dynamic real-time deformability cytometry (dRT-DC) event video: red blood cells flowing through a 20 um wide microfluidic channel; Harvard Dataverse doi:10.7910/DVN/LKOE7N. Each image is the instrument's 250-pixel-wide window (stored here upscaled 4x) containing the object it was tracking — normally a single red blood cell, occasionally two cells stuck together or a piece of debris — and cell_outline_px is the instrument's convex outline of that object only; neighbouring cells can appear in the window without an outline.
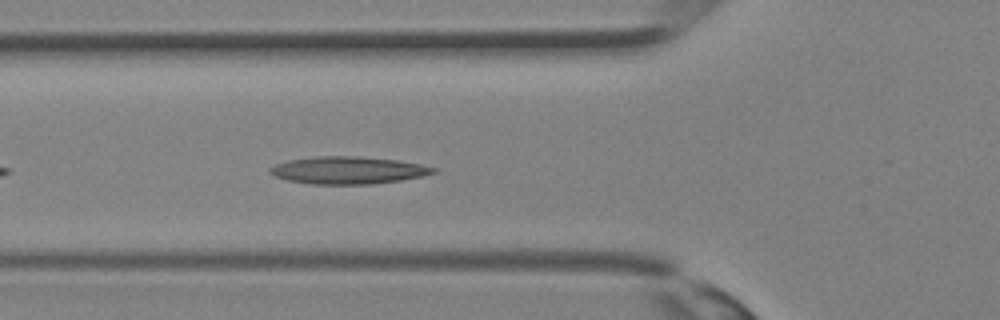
{"species": "Egyptian fruit bat (a non-hibernating species)", "species_latin": "Rousettus aegyptiacus", "temperature_condition": "room temperature", "stored_images_in_passage": 26, "camera_frame_rate_fps": 3000, "um_per_image_px": 0.085, "animal": {"sex": "female"}, "frame": {"image": 1, "passage_image": 8, "time_ms": 2.333, "image_size_px": [1000, 320], "cell_outline_px": [[436, 172], [424, 176], [400, 180], [372, 184], [312, 184], [288, 180], [276, 176], [268, 172], [268, 168], [276, 164], [288, 160], [316, 156], [360, 156], [396, 160], [420, 164], [436, 168]], "centroid_in_image_um": [29.58, 14.47], "position_along_channel_um": 96.2, "area_um2": 26.01}}
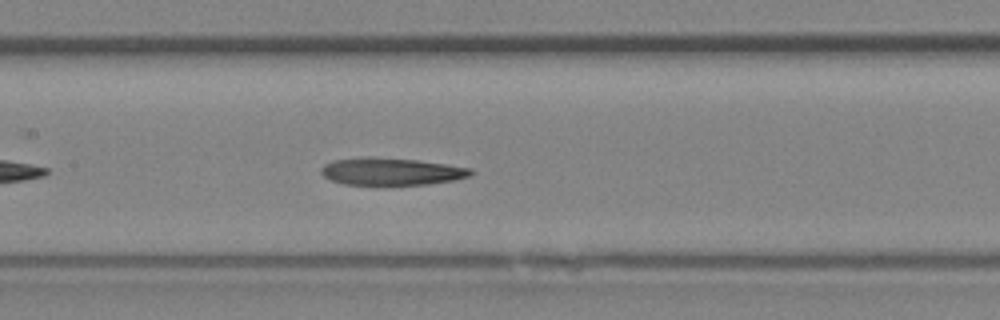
{"frame": {"image": 2, "passage_image": 12, "time_ms": 3.667, "image_size_px": [1000, 320], "cell_outline_px": [[476, 172], [468, 176], [456, 180], [428, 184], [344, 184], [332, 180], [324, 176], [320, 172], [320, 168], [324, 164], [332, 160], [364, 156], [368, 156], [416, 160], [472, 168]], "centroid_in_image_um": [33.25, 14.56], "position_along_channel_um": 174.2, "area_um2": 23.81}}
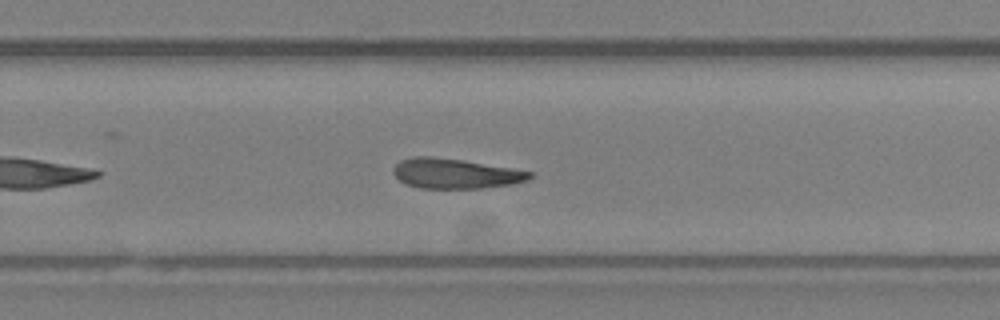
{"frame": {"image": 3, "passage_image": 18, "time_ms": 5.667, "image_size_px": [1000, 320], "cell_outline_px": [[532, 176], [528, 180], [512, 184], [484, 188], [420, 188], [404, 184], [392, 172], [392, 168], [400, 160], [416, 156], [432, 156], [464, 160], [532, 172]], "centroid_in_image_um": [38.66, 14.75], "position_along_channel_um": 291.1, "area_um2": 23.81}}